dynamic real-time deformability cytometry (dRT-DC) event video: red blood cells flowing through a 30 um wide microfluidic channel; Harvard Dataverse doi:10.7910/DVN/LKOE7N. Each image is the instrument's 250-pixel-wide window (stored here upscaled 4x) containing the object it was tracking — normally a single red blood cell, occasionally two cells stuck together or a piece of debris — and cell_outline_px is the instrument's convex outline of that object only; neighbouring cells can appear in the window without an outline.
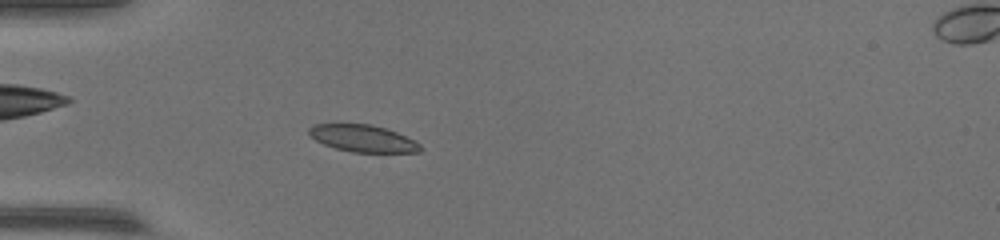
{"species": "common noctule bat (a hibernating species)", "species_latin": "Nyctalus noctula", "temperature_condition": "warm", "stored_images_in_passage": 49, "camera_frame_rate_fps": 3000, "um_per_image_px": 0.085, "animal": {"sex": "female", "body_mass_g": 17.0, "forearm_length_mm": 48.0}, "frame": {"image": 1, "passage_image": 12, "time_ms": 3.667, "image_size_px": [1000, 240], "cell_outline_px": [[424, 148], [420, 152], [352, 152], [336, 148], [324, 144], [308, 136], [308, 128], [312, 124], [372, 124], [388, 128], [420, 144]], "centroid_in_image_um": [30.82, 11.75], "position_along_channel_um": 54.2, "area_um2": 17.57}}
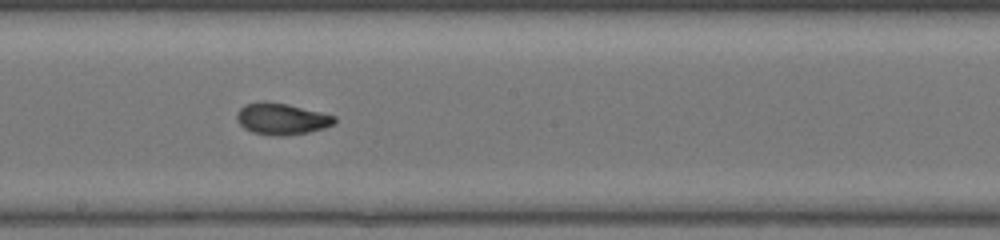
{"frame": {"image": 2, "passage_image": 26, "time_ms": 8.333, "image_size_px": [1000, 240], "cell_outline_px": [[336, 120], [332, 124], [324, 128], [308, 132], [284, 136], [276, 136], [252, 132], [244, 128], [236, 120], [236, 112], [244, 104], [264, 100], [288, 104], [336, 116]], "centroid_in_image_um": [23.89, 10.09], "position_along_channel_um": 224.3, "area_um2": 18.03}}
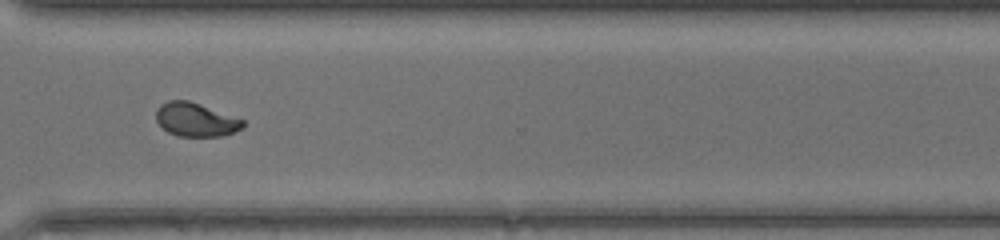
{"frame": {"image": 3, "passage_image": 36, "time_ms": 11.667, "image_size_px": [1000, 240], "cell_outline_px": [[244, 128], [220, 136], [176, 136], [168, 132], [156, 120], [156, 108], [160, 104], [168, 100], [188, 100], [200, 104], [244, 120]], "centroid_in_image_um": [16.61, 10.16], "position_along_channel_um": 354.0, "area_um2": 16.94}}